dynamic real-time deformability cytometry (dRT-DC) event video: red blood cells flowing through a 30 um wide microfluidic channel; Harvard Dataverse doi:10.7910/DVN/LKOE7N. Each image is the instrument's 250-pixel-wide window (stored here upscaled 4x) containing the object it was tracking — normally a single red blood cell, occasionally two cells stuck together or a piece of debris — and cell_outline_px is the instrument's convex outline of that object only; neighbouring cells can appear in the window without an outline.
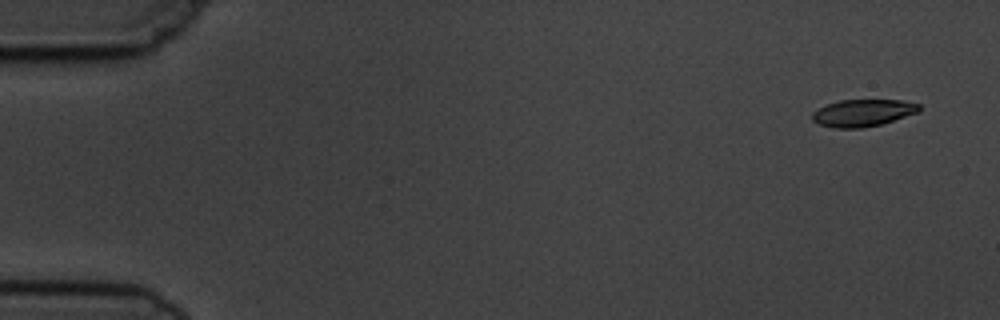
{"species": "common noctule bat (a hibernating species)", "species_latin": "Nyctalus noctula", "temperature_condition": "cold", "stored_images_in_passage": 6, "camera_frame_rate_fps": 3000, "um_per_image_px": 0.085, "animal": {"sex": "male", "body_mass_g": 19.5, "forearm_length_mm": 54.6}, "frame": {"image": 1, "passage_image": 1, "time_ms": 0.0, "image_size_px": [1000, 320], "cell_outline_px": [[920, 112], [880, 124], [860, 128], [832, 128], [820, 124], [812, 120], [812, 112], [828, 104], [840, 100], [900, 100], [920, 104]], "centroid_in_image_um": [73.35, 9.59], "position_along_channel_um": 11.6, "area_um2": 16.76}}
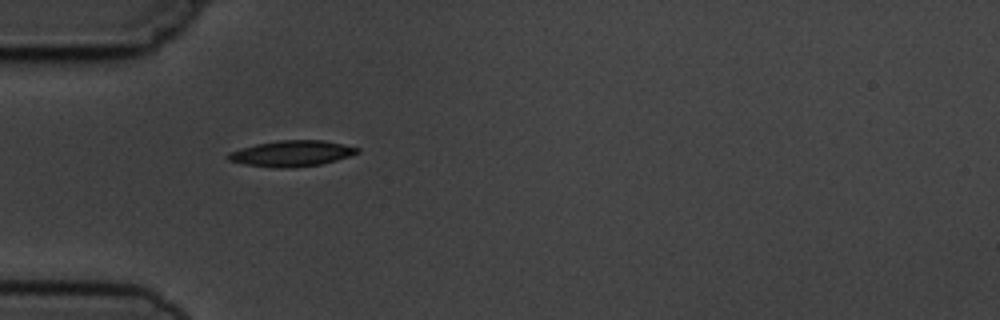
{"frame": {"image": 2, "passage_image": 5, "time_ms": 4.667, "image_size_px": [1000, 320], "cell_outline_px": [[360, 152], [336, 160], [320, 164], [288, 168], [276, 168], [244, 164], [228, 160], [224, 156], [228, 152], [240, 148], [256, 144], [280, 140], [324, 140], [344, 144], [360, 148]], "centroid_in_image_um": [24.76, 13.04], "position_along_channel_um": 60.2, "area_um2": 19.54}}
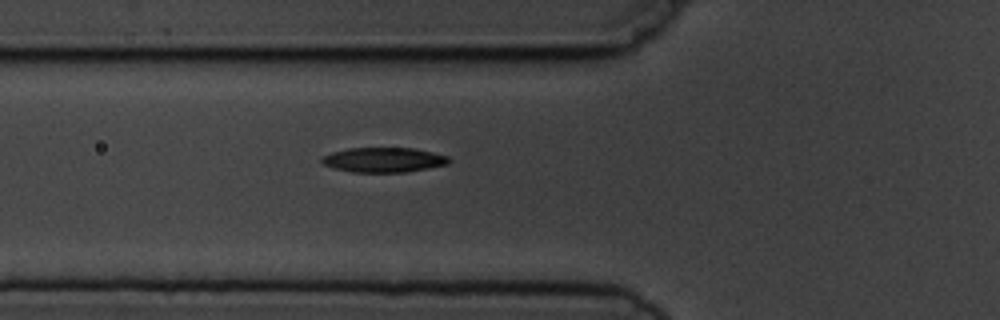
{"frame": {"image": 3, "passage_image": 6, "time_ms": 5.667, "image_size_px": [1000, 320], "cell_outline_px": [[452, 160], [448, 164], [408, 172], [352, 172], [336, 168], [324, 164], [320, 160], [320, 156], [332, 152], [348, 148], [416, 148], [448, 156]], "centroid_in_image_um": [32.63, 13.58], "position_along_channel_um": 93.2, "area_um2": 18.44}}